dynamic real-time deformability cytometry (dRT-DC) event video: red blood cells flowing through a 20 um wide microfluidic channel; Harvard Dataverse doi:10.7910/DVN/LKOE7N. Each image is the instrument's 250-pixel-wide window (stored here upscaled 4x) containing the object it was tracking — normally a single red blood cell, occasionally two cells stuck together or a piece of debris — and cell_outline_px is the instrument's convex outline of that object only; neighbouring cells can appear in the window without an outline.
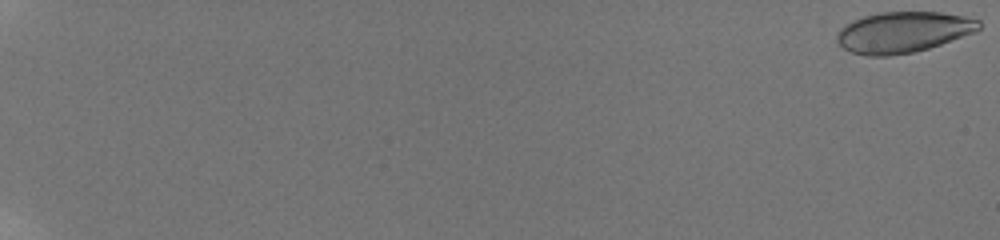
{"species": "human", "species_latin": "Homo sapiens", "temperature_condition": "room temperature", "stored_images_in_passage": 19, "camera_frame_rate_fps": 3000, "um_per_image_px": 0.085, "donor": {"sex": "male"}, "frame": {"image": 1, "passage_image": 1, "time_ms": 0.0, "image_size_px": [1000, 240], "cell_outline_px": [[980, 28], [976, 32], [928, 48], [912, 52], [888, 56], [868, 56], [852, 52], [844, 48], [836, 40], [836, 36], [840, 28], [844, 24], [864, 16], [880, 12], [940, 12], [964, 16], [980, 20]], "centroid_in_image_um": [76.76, 2.73], "position_along_channel_um": 8.2, "area_um2": 33.76}}
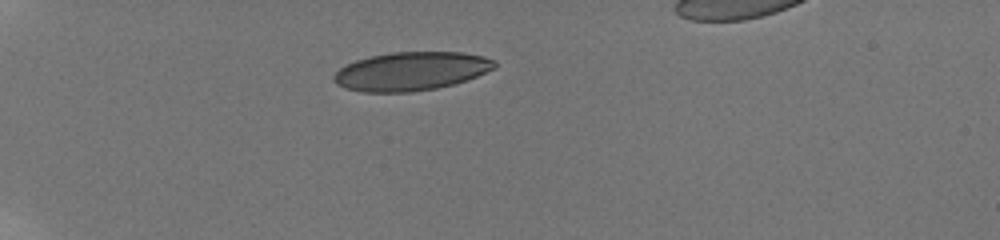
{"frame": {"image": 2, "passage_image": 13, "time_ms": 6.667, "image_size_px": [1000, 240], "cell_outline_px": [[496, 68], [476, 76], [452, 84], [436, 88], [412, 92], [360, 92], [344, 88], [336, 84], [332, 80], [332, 76], [340, 68], [356, 60], [372, 56], [392, 52], [464, 52], [484, 56], [496, 60]], "centroid_in_image_um": [34.93, 6.05], "position_along_channel_um": 50.1, "area_um2": 36.18}}